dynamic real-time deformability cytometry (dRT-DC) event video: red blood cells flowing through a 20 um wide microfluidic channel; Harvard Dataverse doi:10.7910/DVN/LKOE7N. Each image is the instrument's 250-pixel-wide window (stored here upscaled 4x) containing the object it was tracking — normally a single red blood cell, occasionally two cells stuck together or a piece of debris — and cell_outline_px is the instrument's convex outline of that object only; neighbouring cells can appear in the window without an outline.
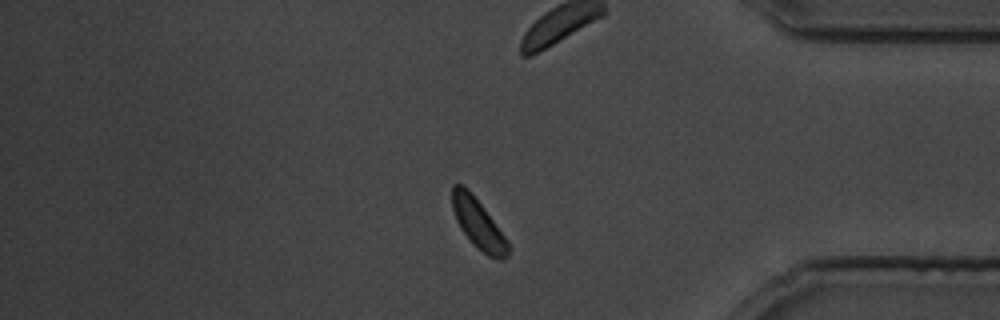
{"species": "common noctule bat (a hibernating species)", "species_latin": "Nyctalus noctula", "temperature_condition": "cold", "stored_images_in_passage": 94, "segment_of_instrument_passage": [1, 2], "camera_frame_rate_fps": 3000, "um_per_image_px": 0.085, "animal": {"sex": "male", "body_mass_g": 19.5, "forearm_length_mm": 54.6}, "frame": {"image": 1, "passage_image": 73, "time_ms": 24.0, "image_size_px": [1000, 320], "cell_outline_px": [[512, 248], [508, 256], [504, 260], [496, 260], [488, 256], [476, 248], [472, 244], [460, 228], [456, 220], [452, 208], [452, 184], [464, 184], [472, 192], [508, 240]], "centroid_in_image_um": [40.68, 19.06], "position_along_channel_um": 394.5, "area_um2": 16.7}}